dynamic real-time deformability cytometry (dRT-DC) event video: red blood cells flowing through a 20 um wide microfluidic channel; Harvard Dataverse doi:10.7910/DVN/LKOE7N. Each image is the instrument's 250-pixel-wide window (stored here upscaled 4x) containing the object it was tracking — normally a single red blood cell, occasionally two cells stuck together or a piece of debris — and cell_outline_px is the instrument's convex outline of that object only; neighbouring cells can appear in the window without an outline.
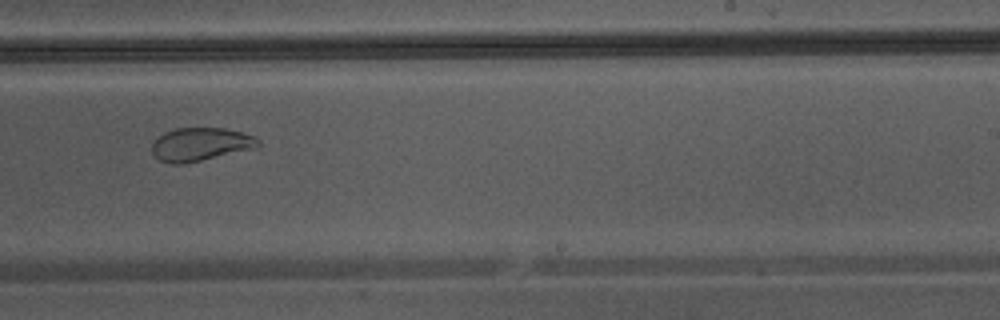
{"species": "Egyptian fruit bat (a non-hibernating species)", "species_latin": "Rousettus aegyptiacus", "temperature_condition": "warm", "stored_images_in_passage": 29, "camera_frame_rate_fps": 3000, "um_per_image_px": 0.085, "animal": {"sex": "male"}, "frame": {"image": 1, "passage_image": 16, "time_ms": 5.0, "image_size_px": [1000, 320], "cell_outline_px": [[260, 144], [256, 148], [200, 160], [180, 164], [172, 164], [160, 160], [152, 152], [152, 144], [164, 132], [176, 128], [224, 128], [256, 136], [260, 140]], "centroid_in_image_um": [17.06, 12.25], "position_along_channel_um": 271.9, "area_um2": 20.35}}